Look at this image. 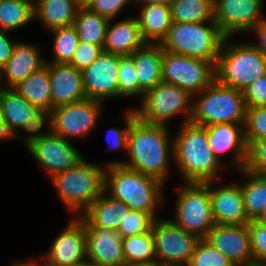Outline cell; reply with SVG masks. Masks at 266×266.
Listing matches in <instances>:
<instances>
[{"label":"cell","mask_w":266,"mask_h":266,"mask_svg":"<svg viewBox=\"0 0 266 266\" xmlns=\"http://www.w3.org/2000/svg\"><path fill=\"white\" fill-rule=\"evenodd\" d=\"M170 134V126L148 124L136 118L128 131L125 153L128 160H110L105 167L123 165L166 184L171 163H175L173 135Z\"/></svg>","instance_id":"obj_1"},{"label":"cell","mask_w":266,"mask_h":266,"mask_svg":"<svg viewBox=\"0 0 266 266\" xmlns=\"http://www.w3.org/2000/svg\"><path fill=\"white\" fill-rule=\"evenodd\" d=\"M179 125V130L173 135V165L181 175L182 182L206 183L219 180L224 164L209 146L206 127L191 122Z\"/></svg>","instance_id":"obj_2"},{"label":"cell","mask_w":266,"mask_h":266,"mask_svg":"<svg viewBox=\"0 0 266 266\" xmlns=\"http://www.w3.org/2000/svg\"><path fill=\"white\" fill-rule=\"evenodd\" d=\"M165 186L160 180L123 165L105 168L104 192L131 210L147 212L154 219L160 218L157 211L166 199Z\"/></svg>","instance_id":"obj_3"},{"label":"cell","mask_w":266,"mask_h":266,"mask_svg":"<svg viewBox=\"0 0 266 266\" xmlns=\"http://www.w3.org/2000/svg\"><path fill=\"white\" fill-rule=\"evenodd\" d=\"M105 168V164L91 163L84 157L71 169L49 178L71 217H78L104 192Z\"/></svg>","instance_id":"obj_4"},{"label":"cell","mask_w":266,"mask_h":266,"mask_svg":"<svg viewBox=\"0 0 266 266\" xmlns=\"http://www.w3.org/2000/svg\"><path fill=\"white\" fill-rule=\"evenodd\" d=\"M225 37L216 65V79L223 85L244 91L252 81L266 74V58L250 42L232 43Z\"/></svg>","instance_id":"obj_5"},{"label":"cell","mask_w":266,"mask_h":266,"mask_svg":"<svg viewBox=\"0 0 266 266\" xmlns=\"http://www.w3.org/2000/svg\"><path fill=\"white\" fill-rule=\"evenodd\" d=\"M193 97L191 123L204 127L221 123L244 124L246 104L243 91L225 86L216 79Z\"/></svg>","instance_id":"obj_6"},{"label":"cell","mask_w":266,"mask_h":266,"mask_svg":"<svg viewBox=\"0 0 266 266\" xmlns=\"http://www.w3.org/2000/svg\"><path fill=\"white\" fill-rule=\"evenodd\" d=\"M224 38L214 20L194 23L173 22L161 46L163 50L210 61L216 66Z\"/></svg>","instance_id":"obj_7"},{"label":"cell","mask_w":266,"mask_h":266,"mask_svg":"<svg viewBox=\"0 0 266 266\" xmlns=\"http://www.w3.org/2000/svg\"><path fill=\"white\" fill-rule=\"evenodd\" d=\"M193 95L180 87L164 82L146 91L134 106L136 117L148 124L169 126V121L183 116L180 124L190 122L193 111Z\"/></svg>","instance_id":"obj_8"},{"label":"cell","mask_w":266,"mask_h":266,"mask_svg":"<svg viewBox=\"0 0 266 266\" xmlns=\"http://www.w3.org/2000/svg\"><path fill=\"white\" fill-rule=\"evenodd\" d=\"M178 189L174 219L170 220L200 239L206 238L216 225L210 202L209 182H183Z\"/></svg>","instance_id":"obj_9"},{"label":"cell","mask_w":266,"mask_h":266,"mask_svg":"<svg viewBox=\"0 0 266 266\" xmlns=\"http://www.w3.org/2000/svg\"><path fill=\"white\" fill-rule=\"evenodd\" d=\"M215 80L216 66L212 62L163 50L162 82L195 95Z\"/></svg>","instance_id":"obj_10"},{"label":"cell","mask_w":266,"mask_h":266,"mask_svg":"<svg viewBox=\"0 0 266 266\" xmlns=\"http://www.w3.org/2000/svg\"><path fill=\"white\" fill-rule=\"evenodd\" d=\"M152 236L155 261L160 265H185L191 260L200 238L175 225L170 219L154 220Z\"/></svg>","instance_id":"obj_11"},{"label":"cell","mask_w":266,"mask_h":266,"mask_svg":"<svg viewBox=\"0 0 266 266\" xmlns=\"http://www.w3.org/2000/svg\"><path fill=\"white\" fill-rule=\"evenodd\" d=\"M102 103L86 98L53 108L52 132L70 141L88 137L98 127V120L103 114Z\"/></svg>","instance_id":"obj_12"},{"label":"cell","mask_w":266,"mask_h":266,"mask_svg":"<svg viewBox=\"0 0 266 266\" xmlns=\"http://www.w3.org/2000/svg\"><path fill=\"white\" fill-rule=\"evenodd\" d=\"M213 5L214 22L225 37L248 33L266 19L264 0H214Z\"/></svg>","instance_id":"obj_13"},{"label":"cell","mask_w":266,"mask_h":266,"mask_svg":"<svg viewBox=\"0 0 266 266\" xmlns=\"http://www.w3.org/2000/svg\"><path fill=\"white\" fill-rule=\"evenodd\" d=\"M72 142L51 132L32 142L26 149L48 175L47 178H51L71 169L84 158Z\"/></svg>","instance_id":"obj_14"},{"label":"cell","mask_w":266,"mask_h":266,"mask_svg":"<svg viewBox=\"0 0 266 266\" xmlns=\"http://www.w3.org/2000/svg\"><path fill=\"white\" fill-rule=\"evenodd\" d=\"M64 229L51 242L41 256L43 266H73L85 260L86 230L79 217H70Z\"/></svg>","instance_id":"obj_15"},{"label":"cell","mask_w":266,"mask_h":266,"mask_svg":"<svg viewBox=\"0 0 266 266\" xmlns=\"http://www.w3.org/2000/svg\"><path fill=\"white\" fill-rule=\"evenodd\" d=\"M120 56L102 52L100 56L82 71L83 86L87 99L105 103L119 98L118 67Z\"/></svg>","instance_id":"obj_16"},{"label":"cell","mask_w":266,"mask_h":266,"mask_svg":"<svg viewBox=\"0 0 266 266\" xmlns=\"http://www.w3.org/2000/svg\"><path fill=\"white\" fill-rule=\"evenodd\" d=\"M206 130L209 146L217 159L223 163V155L227 154L231 169H244L248 157L244 124L221 123L206 126Z\"/></svg>","instance_id":"obj_17"},{"label":"cell","mask_w":266,"mask_h":266,"mask_svg":"<svg viewBox=\"0 0 266 266\" xmlns=\"http://www.w3.org/2000/svg\"><path fill=\"white\" fill-rule=\"evenodd\" d=\"M205 239L236 266H253L248 224H216Z\"/></svg>","instance_id":"obj_18"},{"label":"cell","mask_w":266,"mask_h":266,"mask_svg":"<svg viewBox=\"0 0 266 266\" xmlns=\"http://www.w3.org/2000/svg\"><path fill=\"white\" fill-rule=\"evenodd\" d=\"M218 180L209 181L210 202L215 224H248L244 209V198L238 182L217 185Z\"/></svg>","instance_id":"obj_19"},{"label":"cell","mask_w":266,"mask_h":266,"mask_svg":"<svg viewBox=\"0 0 266 266\" xmlns=\"http://www.w3.org/2000/svg\"><path fill=\"white\" fill-rule=\"evenodd\" d=\"M41 51L39 44L37 46L32 42L18 40L11 58L1 68L0 87L13 88L33 72L43 68L47 58L42 56Z\"/></svg>","instance_id":"obj_20"},{"label":"cell","mask_w":266,"mask_h":266,"mask_svg":"<svg viewBox=\"0 0 266 266\" xmlns=\"http://www.w3.org/2000/svg\"><path fill=\"white\" fill-rule=\"evenodd\" d=\"M86 257L100 266H125L122 238L118 230L85 227Z\"/></svg>","instance_id":"obj_21"},{"label":"cell","mask_w":266,"mask_h":266,"mask_svg":"<svg viewBox=\"0 0 266 266\" xmlns=\"http://www.w3.org/2000/svg\"><path fill=\"white\" fill-rule=\"evenodd\" d=\"M52 109L86 99L82 71L69 63H49Z\"/></svg>","instance_id":"obj_22"},{"label":"cell","mask_w":266,"mask_h":266,"mask_svg":"<svg viewBox=\"0 0 266 266\" xmlns=\"http://www.w3.org/2000/svg\"><path fill=\"white\" fill-rule=\"evenodd\" d=\"M146 44L136 16L126 17L119 21L115 19L109 21L103 45L104 52L129 56Z\"/></svg>","instance_id":"obj_23"},{"label":"cell","mask_w":266,"mask_h":266,"mask_svg":"<svg viewBox=\"0 0 266 266\" xmlns=\"http://www.w3.org/2000/svg\"><path fill=\"white\" fill-rule=\"evenodd\" d=\"M130 210L124 202L113 199L103 192L78 217L84 222L85 227L118 230Z\"/></svg>","instance_id":"obj_24"},{"label":"cell","mask_w":266,"mask_h":266,"mask_svg":"<svg viewBox=\"0 0 266 266\" xmlns=\"http://www.w3.org/2000/svg\"><path fill=\"white\" fill-rule=\"evenodd\" d=\"M138 79V99L162 82L163 47L147 43L132 55Z\"/></svg>","instance_id":"obj_25"},{"label":"cell","mask_w":266,"mask_h":266,"mask_svg":"<svg viewBox=\"0 0 266 266\" xmlns=\"http://www.w3.org/2000/svg\"><path fill=\"white\" fill-rule=\"evenodd\" d=\"M0 106L9 136L14 139L32 121L39 110L13 88L0 87Z\"/></svg>","instance_id":"obj_26"},{"label":"cell","mask_w":266,"mask_h":266,"mask_svg":"<svg viewBox=\"0 0 266 266\" xmlns=\"http://www.w3.org/2000/svg\"><path fill=\"white\" fill-rule=\"evenodd\" d=\"M138 9L136 18L144 40L151 44H161L173 23L170 5L145 4Z\"/></svg>","instance_id":"obj_27"},{"label":"cell","mask_w":266,"mask_h":266,"mask_svg":"<svg viewBox=\"0 0 266 266\" xmlns=\"http://www.w3.org/2000/svg\"><path fill=\"white\" fill-rule=\"evenodd\" d=\"M82 4L79 0H36L34 20L48 31L69 27L74 24L75 16Z\"/></svg>","instance_id":"obj_28"},{"label":"cell","mask_w":266,"mask_h":266,"mask_svg":"<svg viewBox=\"0 0 266 266\" xmlns=\"http://www.w3.org/2000/svg\"><path fill=\"white\" fill-rule=\"evenodd\" d=\"M13 89L39 109L52 110L49 63L27 76Z\"/></svg>","instance_id":"obj_29"},{"label":"cell","mask_w":266,"mask_h":266,"mask_svg":"<svg viewBox=\"0 0 266 266\" xmlns=\"http://www.w3.org/2000/svg\"><path fill=\"white\" fill-rule=\"evenodd\" d=\"M243 177L240 181L244 198V209L249 220L258 219L266 206V176L247 171L245 168L237 170Z\"/></svg>","instance_id":"obj_30"},{"label":"cell","mask_w":266,"mask_h":266,"mask_svg":"<svg viewBox=\"0 0 266 266\" xmlns=\"http://www.w3.org/2000/svg\"><path fill=\"white\" fill-rule=\"evenodd\" d=\"M109 19L82 4L75 16L73 26L80 41L103 47Z\"/></svg>","instance_id":"obj_31"},{"label":"cell","mask_w":266,"mask_h":266,"mask_svg":"<svg viewBox=\"0 0 266 266\" xmlns=\"http://www.w3.org/2000/svg\"><path fill=\"white\" fill-rule=\"evenodd\" d=\"M34 21V3L30 0H0L1 30L12 32Z\"/></svg>","instance_id":"obj_32"},{"label":"cell","mask_w":266,"mask_h":266,"mask_svg":"<svg viewBox=\"0 0 266 266\" xmlns=\"http://www.w3.org/2000/svg\"><path fill=\"white\" fill-rule=\"evenodd\" d=\"M214 0H172L173 22L194 23L213 21Z\"/></svg>","instance_id":"obj_33"},{"label":"cell","mask_w":266,"mask_h":266,"mask_svg":"<svg viewBox=\"0 0 266 266\" xmlns=\"http://www.w3.org/2000/svg\"><path fill=\"white\" fill-rule=\"evenodd\" d=\"M50 33L53 35L52 59H46V63H70L79 42L76 28L73 25L55 28Z\"/></svg>","instance_id":"obj_34"},{"label":"cell","mask_w":266,"mask_h":266,"mask_svg":"<svg viewBox=\"0 0 266 266\" xmlns=\"http://www.w3.org/2000/svg\"><path fill=\"white\" fill-rule=\"evenodd\" d=\"M126 264L155 261L152 231L122 238Z\"/></svg>","instance_id":"obj_35"},{"label":"cell","mask_w":266,"mask_h":266,"mask_svg":"<svg viewBox=\"0 0 266 266\" xmlns=\"http://www.w3.org/2000/svg\"><path fill=\"white\" fill-rule=\"evenodd\" d=\"M187 266H236L228 257L201 238Z\"/></svg>","instance_id":"obj_36"},{"label":"cell","mask_w":266,"mask_h":266,"mask_svg":"<svg viewBox=\"0 0 266 266\" xmlns=\"http://www.w3.org/2000/svg\"><path fill=\"white\" fill-rule=\"evenodd\" d=\"M119 98L136 97L138 99V79L133 58L120 56L118 67Z\"/></svg>","instance_id":"obj_37"},{"label":"cell","mask_w":266,"mask_h":266,"mask_svg":"<svg viewBox=\"0 0 266 266\" xmlns=\"http://www.w3.org/2000/svg\"><path fill=\"white\" fill-rule=\"evenodd\" d=\"M22 134L14 139L21 138L25 147L35 140H38L52 132V112L51 110L39 109L32 118V121L23 130ZM22 136V137H21Z\"/></svg>","instance_id":"obj_38"},{"label":"cell","mask_w":266,"mask_h":266,"mask_svg":"<svg viewBox=\"0 0 266 266\" xmlns=\"http://www.w3.org/2000/svg\"><path fill=\"white\" fill-rule=\"evenodd\" d=\"M244 137L247 146L266 138V106L246 108Z\"/></svg>","instance_id":"obj_39"},{"label":"cell","mask_w":266,"mask_h":266,"mask_svg":"<svg viewBox=\"0 0 266 266\" xmlns=\"http://www.w3.org/2000/svg\"><path fill=\"white\" fill-rule=\"evenodd\" d=\"M124 128L111 127L105 133L106 142L109 147L107 151H125L127 153L128 131L131 123L137 118L133 107L125 109L123 112ZM124 149V150H123Z\"/></svg>","instance_id":"obj_40"},{"label":"cell","mask_w":266,"mask_h":266,"mask_svg":"<svg viewBox=\"0 0 266 266\" xmlns=\"http://www.w3.org/2000/svg\"><path fill=\"white\" fill-rule=\"evenodd\" d=\"M154 218L147 212L130 210L128 216L122 221L118 232L121 238L150 232Z\"/></svg>","instance_id":"obj_41"},{"label":"cell","mask_w":266,"mask_h":266,"mask_svg":"<svg viewBox=\"0 0 266 266\" xmlns=\"http://www.w3.org/2000/svg\"><path fill=\"white\" fill-rule=\"evenodd\" d=\"M248 229L253 253V266H258L262 261H266V223L258 219L250 220Z\"/></svg>","instance_id":"obj_42"},{"label":"cell","mask_w":266,"mask_h":266,"mask_svg":"<svg viewBox=\"0 0 266 266\" xmlns=\"http://www.w3.org/2000/svg\"><path fill=\"white\" fill-rule=\"evenodd\" d=\"M245 169L249 172L266 176V138L252 142L248 146Z\"/></svg>","instance_id":"obj_43"},{"label":"cell","mask_w":266,"mask_h":266,"mask_svg":"<svg viewBox=\"0 0 266 266\" xmlns=\"http://www.w3.org/2000/svg\"><path fill=\"white\" fill-rule=\"evenodd\" d=\"M103 52V47L100 45H93L87 42L80 41L74 51L73 58L70 65L75 66L78 70L83 71L89 67Z\"/></svg>","instance_id":"obj_44"},{"label":"cell","mask_w":266,"mask_h":266,"mask_svg":"<svg viewBox=\"0 0 266 266\" xmlns=\"http://www.w3.org/2000/svg\"><path fill=\"white\" fill-rule=\"evenodd\" d=\"M130 4L133 5L132 0H89L85 5L109 20H116Z\"/></svg>","instance_id":"obj_45"},{"label":"cell","mask_w":266,"mask_h":266,"mask_svg":"<svg viewBox=\"0 0 266 266\" xmlns=\"http://www.w3.org/2000/svg\"><path fill=\"white\" fill-rule=\"evenodd\" d=\"M243 92L246 108L266 106V74L252 81Z\"/></svg>","instance_id":"obj_46"},{"label":"cell","mask_w":266,"mask_h":266,"mask_svg":"<svg viewBox=\"0 0 266 266\" xmlns=\"http://www.w3.org/2000/svg\"><path fill=\"white\" fill-rule=\"evenodd\" d=\"M11 33L0 29V68L4 67L12 56L17 40H12Z\"/></svg>","instance_id":"obj_47"},{"label":"cell","mask_w":266,"mask_h":266,"mask_svg":"<svg viewBox=\"0 0 266 266\" xmlns=\"http://www.w3.org/2000/svg\"><path fill=\"white\" fill-rule=\"evenodd\" d=\"M252 31V32H251ZM250 33L255 34V43L250 42L255 48H257L266 58V19L260 21L254 28H252Z\"/></svg>","instance_id":"obj_48"},{"label":"cell","mask_w":266,"mask_h":266,"mask_svg":"<svg viewBox=\"0 0 266 266\" xmlns=\"http://www.w3.org/2000/svg\"><path fill=\"white\" fill-rule=\"evenodd\" d=\"M32 259L30 258L29 260H17L13 261L9 266H43L41 258ZM41 261V262H40Z\"/></svg>","instance_id":"obj_49"},{"label":"cell","mask_w":266,"mask_h":266,"mask_svg":"<svg viewBox=\"0 0 266 266\" xmlns=\"http://www.w3.org/2000/svg\"><path fill=\"white\" fill-rule=\"evenodd\" d=\"M2 140H12V138L9 136L7 129L5 127L3 114L0 106V141L2 142Z\"/></svg>","instance_id":"obj_50"},{"label":"cell","mask_w":266,"mask_h":266,"mask_svg":"<svg viewBox=\"0 0 266 266\" xmlns=\"http://www.w3.org/2000/svg\"><path fill=\"white\" fill-rule=\"evenodd\" d=\"M172 0H132V3L137 6L145 5V4H167L170 5Z\"/></svg>","instance_id":"obj_51"},{"label":"cell","mask_w":266,"mask_h":266,"mask_svg":"<svg viewBox=\"0 0 266 266\" xmlns=\"http://www.w3.org/2000/svg\"><path fill=\"white\" fill-rule=\"evenodd\" d=\"M125 266H161V265L158 264L156 261H152V262L129 263V264H126Z\"/></svg>","instance_id":"obj_52"},{"label":"cell","mask_w":266,"mask_h":266,"mask_svg":"<svg viewBox=\"0 0 266 266\" xmlns=\"http://www.w3.org/2000/svg\"><path fill=\"white\" fill-rule=\"evenodd\" d=\"M73 266H100V265H98L94 261H91V260L86 258L85 260H83V261H81L78 264H75Z\"/></svg>","instance_id":"obj_53"},{"label":"cell","mask_w":266,"mask_h":266,"mask_svg":"<svg viewBox=\"0 0 266 266\" xmlns=\"http://www.w3.org/2000/svg\"><path fill=\"white\" fill-rule=\"evenodd\" d=\"M258 220H260L263 223H266V206H265L263 214L258 218Z\"/></svg>","instance_id":"obj_54"},{"label":"cell","mask_w":266,"mask_h":266,"mask_svg":"<svg viewBox=\"0 0 266 266\" xmlns=\"http://www.w3.org/2000/svg\"><path fill=\"white\" fill-rule=\"evenodd\" d=\"M81 4H86L89 0H79Z\"/></svg>","instance_id":"obj_55"},{"label":"cell","mask_w":266,"mask_h":266,"mask_svg":"<svg viewBox=\"0 0 266 266\" xmlns=\"http://www.w3.org/2000/svg\"><path fill=\"white\" fill-rule=\"evenodd\" d=\"M258 266H266V261H262Z\"/></svg>","instance_id":"obj_56"},{"label":"cell","mask_w":266,"mask_h":266,"mask_svg":"<svg viewBox=\"0 0 266 266\" xmlns=\"http://www.w3.org/2000/svg\"><path fill=\"white\" fill-rule=\"evenodd\" d=\"M161 266H185V265H161Z\"/></svg>","instance_id":"obj_57"}]
</instances>
